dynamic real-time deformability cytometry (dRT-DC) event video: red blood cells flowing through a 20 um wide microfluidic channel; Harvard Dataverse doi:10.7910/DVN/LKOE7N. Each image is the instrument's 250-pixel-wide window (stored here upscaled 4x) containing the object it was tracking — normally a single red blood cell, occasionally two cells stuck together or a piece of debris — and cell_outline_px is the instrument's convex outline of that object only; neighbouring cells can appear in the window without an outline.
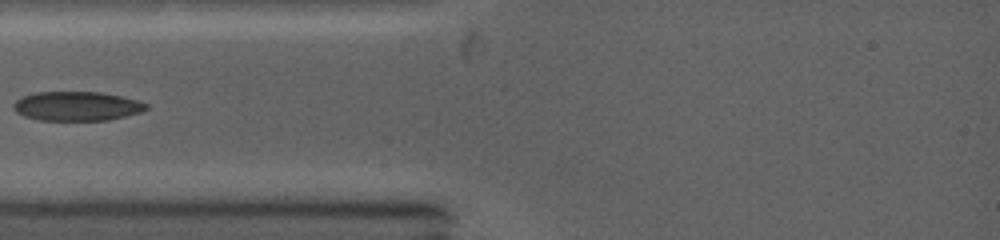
{"species": "common noctule bat (a hibernating species)", "species_latin": "Nyctalus noctula", "temperature_condition": "warm", "stored_images_in_passage": 57, "camera_frame_rate_fps": 5000, "um_per_image_px": 0.085, "animal": {"sex": "female", "body_mass_g": 19.0, "forearm_length_mm": 53.3}, "frame": {"image": 1, "passage_image": 1, "time_ms": 0.0, "image_size_px": [1000, 240], "cell_outline_px": [[148, 108], [140, 112], [108, 120], [40, 120], [24, 116], [16, 112], [12, 108], [12, 104], [16, 100], [24, 96], [36, 92], [96, 92], [120, 96], [136, 100], [148, 104]], "centroid_in_image_um": [6.49, 9.02], "position_along_channel_um": 78.5, "area_um2": 22.43}}
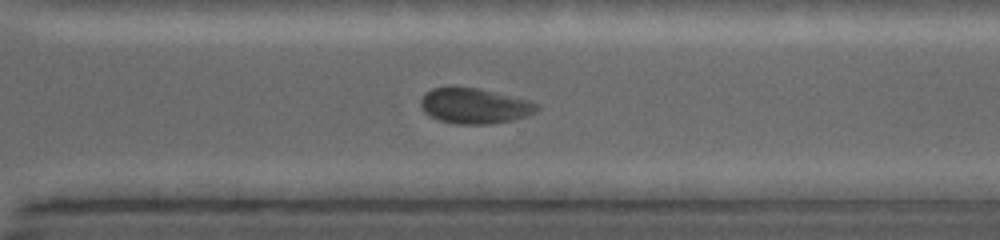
{"frame": {"image": 2, "passage_image": 27, "time_ms": 5.8, "image_size_px": [1000, 240], "cell_outline_px": [[540, 108], [536, 112], [528, 116], [512, 120], [488, 124], [456, 124], [440, 120], [424, 112], [420, 104], [420, 100], [424, 92], [432, 88], [476, 88], [528, 100], [540, 104]], "centroid_in_image_um": [40.35, 9.01], "position_along_channel_um": 330.2, "area_um2": 23.76}}
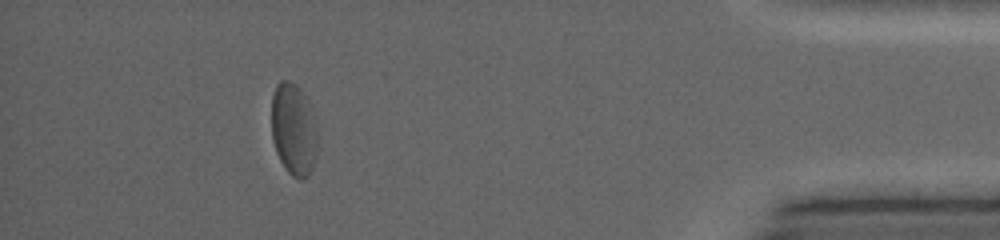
{"frame": {"image": 3, "passage_image": 43, "time_ms": 9.0, "image_size_px": [1000, 240], "cell_outline_px": [[316, 152], [312, 168], [308, 176], [300, 180], [292, 176], [288, 172], [280, 160], [276, 152], [272, 140], [272, 96], [276, 84], [280, 80], [288, 80], [296, 84], [300, 88], [308, 100], [316, 120]], "centroid_in_image_um": [24.95, 10.97], "position_along_channel_um": 410.2, "area_um2": 24.91}}